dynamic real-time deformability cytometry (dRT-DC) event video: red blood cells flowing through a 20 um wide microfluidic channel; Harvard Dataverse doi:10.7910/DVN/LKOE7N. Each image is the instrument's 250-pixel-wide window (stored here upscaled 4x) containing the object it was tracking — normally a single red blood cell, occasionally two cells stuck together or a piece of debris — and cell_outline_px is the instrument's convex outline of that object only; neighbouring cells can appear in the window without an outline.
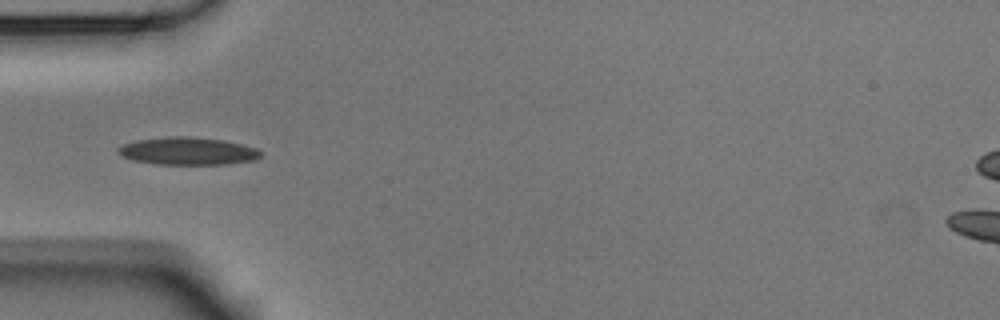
{"species": "Egyptian fruit bat (a non-hibernating species)", "species_latin": "Rousettus aegyptiacus", "temperature_condition": "room temperature", "stored_images_in_passage": 7, "camera_frame_rate_fps": 3000, "um_per_image_px": 0.085, "animal": {"sex": "male"}, "frame": {"image": 1, "passage_image": 5, "time_ms": 1.333, "image_size_px": [1000, 320], "cell_outline_px": [[260, 156], [252, 160], [228, 164], [160, 164], [132, 160], [120, 156], [116, 152], [116, 148], [124, 144], [136, 140], [168, 136], [188, 136], [224, 140], [244, 144], [256, 148], [260, 152]], "centroid_in_image_um": [15.91, 12.83], "position_along_channel_um": 69.1, "area_um2": 23.0}}
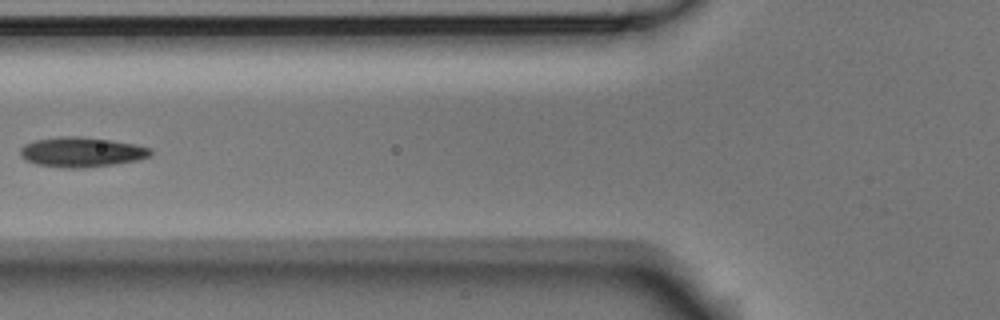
{"frame": {"image": 2, "passage_image": 6, "time_ms": 1.667, "image_size_px": [1000, 320], "cell_outline_px": [[152, 152], [148, 156], [136, 160], [112, 164], [84, 168], [68, 168], [36, 164], [20, 156], [20, 148], [24, 144], [36, 140], [60, 136], [80, 136], [112, 140], [136, 144], [152, 148]], "centroid_in_image_um": [6.92, 12.91], "position_along_channel_um": 118.9, "area_um2": 22.6}}
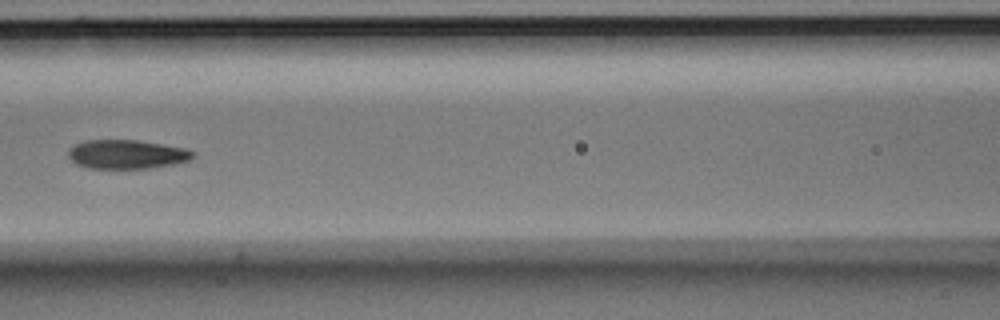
{"frame": {"image": 3, "passage_image": 7, "time_ms": 2.0, "image_size_px": [1000, 320], "cell_outline_px": [[196, 156], [188, 160], [176, 164], [148, 168], [88, 168], [76, 164], [68, 156], [68, 148], [84, 140], [136, 140], [184, 148], [192, 152]], "centroid_in_image_um": [10.74, 13.12], "position_along_channel_um": 155.9, "area_um2": 20.92}}